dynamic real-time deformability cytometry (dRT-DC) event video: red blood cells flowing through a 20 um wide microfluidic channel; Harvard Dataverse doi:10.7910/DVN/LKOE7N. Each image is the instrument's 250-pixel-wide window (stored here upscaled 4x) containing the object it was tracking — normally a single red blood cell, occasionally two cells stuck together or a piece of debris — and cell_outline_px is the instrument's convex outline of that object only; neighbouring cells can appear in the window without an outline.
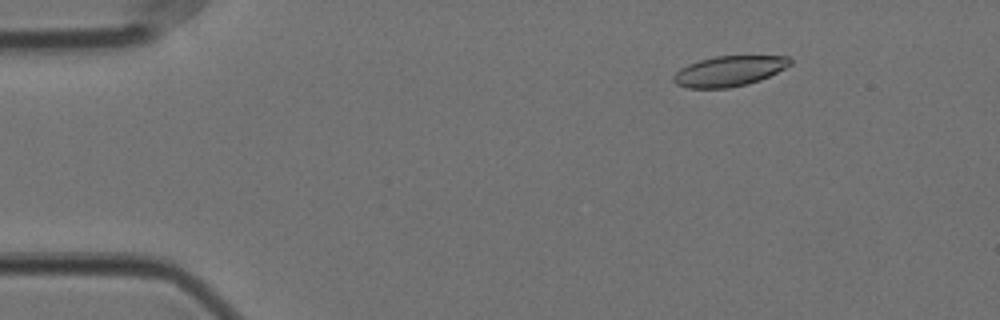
{"species": "Egyptian fruit bat (a non-hibernating species)", "species_latin": "Rousettus aegyptiacus", "temperature_condition": "cold", "stored_images_in_passage": 51, "camera_frame_rate_fps": 3000, "um_per_image_px": 0.085, "animal": {"sex": "female"}, "frame": {"image": 1, "passage_image": 2, "time_ms": 0.333, "image_size_px": [1000, 320], "cell_outline_px": [[792, 64], [760, 80], [748, 84], [728, 88], [684, 88], [676, 84], [672, 80], [672, 76], [680, 68], [688, 64], [700, 60], [716, 56], [788, 56], [792, 60]], "centroid_in_image_um": [61.94, 6.05], "position_along_channel_um": 23.1, "area_um2": 20.63}}
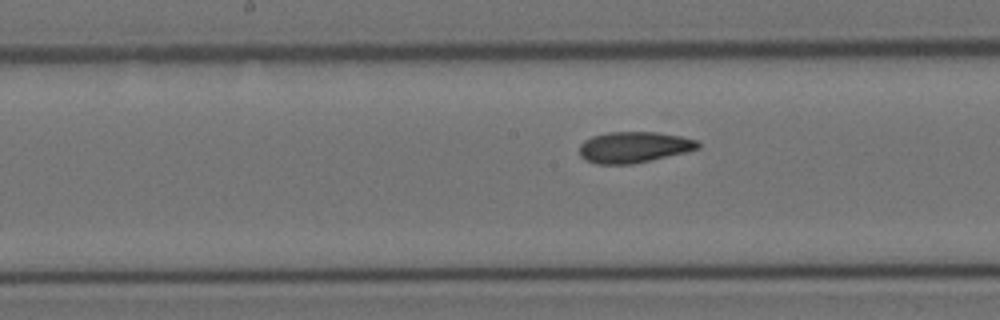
{"frame": {"image": 2, "passage_image": 23, "time_ms": 7.333, "image_size_px": [1000, 320], "cell_outline_px": [[700, 148], [688, 152], [632, 164], [596, 164], [584, 160], [580, 156], [580, 144], [584, 140], [592, 136], [608, 132], [656, 132], [680, 136], [696, 140], [700, 144]], "centroid_in_image_um": [53.87, 12.51], "position_along_channel_um": 194.3, "area_um2": 21.56}}
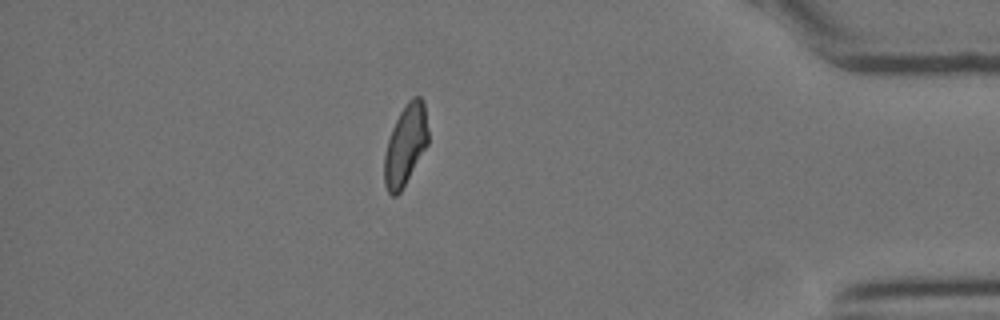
{"frame": {"image": 3, "passage_image": 44, "time_ms": 14.333, "image_size_px": [1000, 320], "cell_outline_px": [[428, 144], [400, 192], [396, 196], [392, 196], [388, 192], [384, 184], [384, 156], [388, 140], [392, 128], [400, 112], [408, 100], [412, 96], [420, 96], [424, 100], [428, 128]], "centroid_in_image_um": [34.47, 12.3], "position_along_channel_um": 400.7, "area_um2": 20.58}, "authors_computed_cell_mechanics": {"area_um2": 21.3282, "velocity_mm_per_s": 3.5246, "shape_relaxation_time_tau1_ms": null, "shape_relaxation_time_tau2_ms": 2.8221, "deformation_change_tau1": null, "deformation_change_tau2": 0.091}}